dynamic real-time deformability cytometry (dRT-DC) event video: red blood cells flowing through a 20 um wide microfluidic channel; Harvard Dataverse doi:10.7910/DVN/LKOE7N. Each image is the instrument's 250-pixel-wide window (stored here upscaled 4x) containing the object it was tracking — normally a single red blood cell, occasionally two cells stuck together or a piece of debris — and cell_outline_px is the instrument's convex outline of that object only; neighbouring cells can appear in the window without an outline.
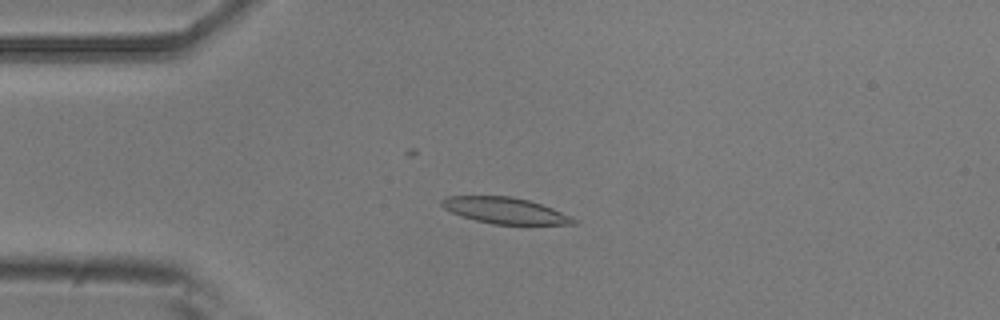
{"species": "common noctule bat (a hibernating species)", "species_latin": "Nyctalus noctula", "temperature_condition": "room temperature", "stored_images_in_passage": 5, "camera_frame_rate_fps": 3000, "um_per_image_px": 0.085, "animal": {"sex": "male", "body_mass_g": 20.5, "forearm_length_mm": 52.5}, "frame": {"image": 1, "passage_image": 3, "time_ms": 0.667, "image_size_px": [1000, 320], "cell_outline_px": [[580, 220], [576, 224], [492, 224], [476, 220], [452, 212], [444, 208], [440, 204], [440, 200], [444, 196], [512, 196], [528, 200], [552, 208], [572, 216]], "centroid_in_image_um": [42.95, 17.89], "position_along_channel_um": 42.1, "area_um2": 20.06}}
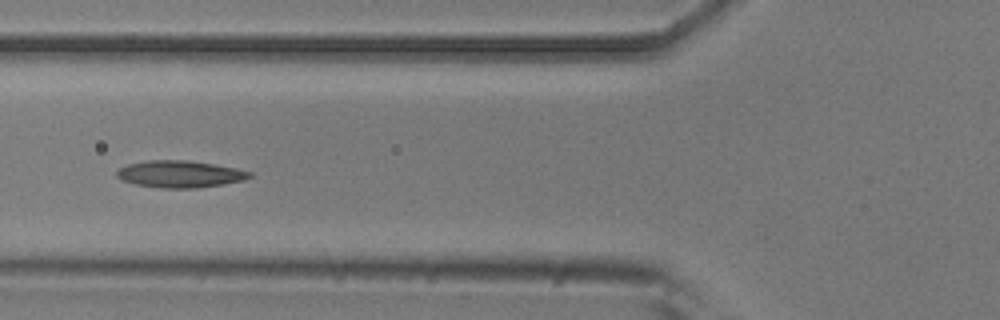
{"frame": {"image": 2, "passage_image": 5, "time_ms": 1.333, "image_size_px": [1000, 320], "cell_outline_px": [[252, 176], [244, 180], [224, 184], [196, 188], [160, 188], [136, 184], [120, 180], [116, 176], [116, 172], [120, 168], [128, 164], [148, 160], [188, 160], [236, 168], [252, 172]], "centroid_in_image_um": [15.29, 14.8], "position_along_channel_um": 110.5, "area_um2": 20.87}}